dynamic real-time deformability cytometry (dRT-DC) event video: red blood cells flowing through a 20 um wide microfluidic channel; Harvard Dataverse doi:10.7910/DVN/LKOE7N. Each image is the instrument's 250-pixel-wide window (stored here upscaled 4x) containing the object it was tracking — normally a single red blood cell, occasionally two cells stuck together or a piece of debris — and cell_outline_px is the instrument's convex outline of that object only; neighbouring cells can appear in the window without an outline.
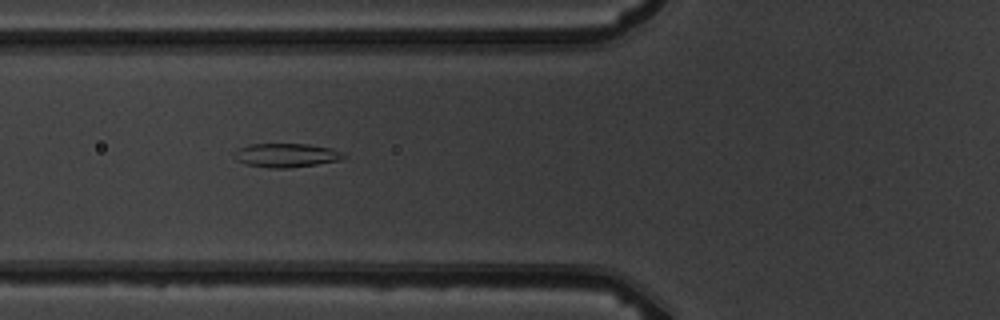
{"species": "common noctule bat (a hibernating species)", "species_latin": "Nyctalus noctula", "temperature_condition": "warm", "stored_images_in_passage": 3, "camera_frame_rate_fps": 3000, "um_per_image_px": 0.085, "animal": {"sex": "male", "body_mass_g": 19.5, "forearm_length_mm": 54.6}, "frame": {"image": 1, "passage_image": 2, "time_ms": 1.0, "image_size_px": [1000, 320], "cell_outline_px": [[348, 156], [340, 160], [316, 164], [288, 168], [272, 168], [244, 164], [236, 160], [232, 156], [240, 148], [252, 144], [308, 144], [332, 148], [344, 152]], "centroid_in_image_um": [24.37, 13.2], "position_along_channel_um": 101.4, "area_um2": 15.26}}